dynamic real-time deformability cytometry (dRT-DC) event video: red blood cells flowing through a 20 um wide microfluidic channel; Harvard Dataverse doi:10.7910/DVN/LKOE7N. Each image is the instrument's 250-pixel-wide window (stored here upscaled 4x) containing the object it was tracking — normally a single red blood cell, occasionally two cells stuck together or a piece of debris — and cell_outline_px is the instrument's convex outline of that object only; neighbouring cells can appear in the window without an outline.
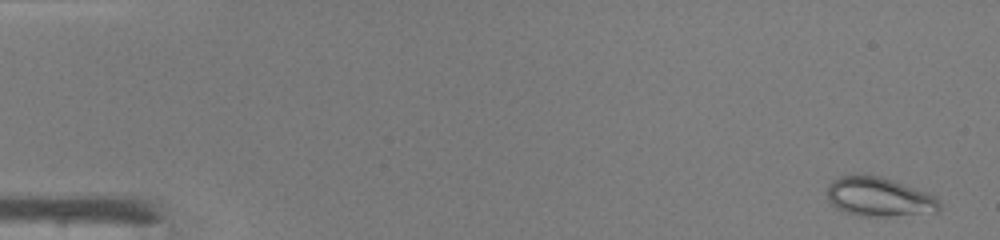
{"species": "common noctule bat (a hibernating species)", "species_latin": "Nyctalus noctula", "temperature_condition": "warm", "stored_images_in_passage": 47, "camera_frame_rate_fps": 3000, "um_per_image_px": 0.085, "animal": {"sex": "male", "body_mass_g": 19.0, "forearm_length_mm": 50.8}, "frame": {"image": 1, "passage_image": 2, "time_ms": 0.333, "image_size_px": [1000, 240], "cell_outline_px": [[940, 212], [884, 216], [860, 216], [836, 208], [828, 200], [828, 184], [832, 180], [840, 176], [880, 176], [928, 192], [936, 196], [940, 200]], "centroid_in_image_um": [74.76, 16.75], "position_along_channel_um": 10.2, "area_um2": 25.43}}
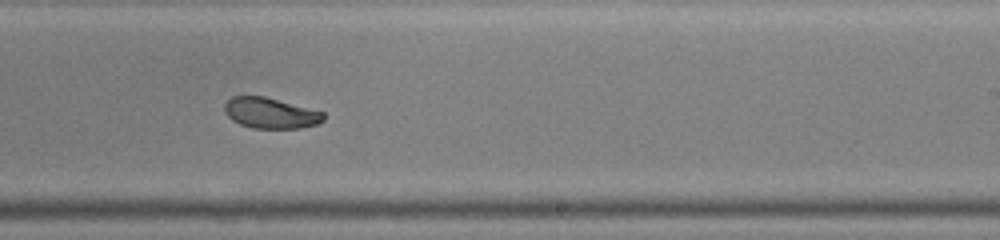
{"frame": {"image": 2, "passage_image": 30, "time_ms": 9.667, "image_size_px": [1000, 240], "cell_outline_px": [[324, 120], [316, 124], [300, 128], [252, 128], [240, 124], [232, 120], [228, 116], [224, 108], [224, 104], [232, 96], [264, 96], [324, 112]], "centroid_in_image_um": [22.98, 9.61], "position_along_channel_um": 266.0, "area_um2": 17.57}}
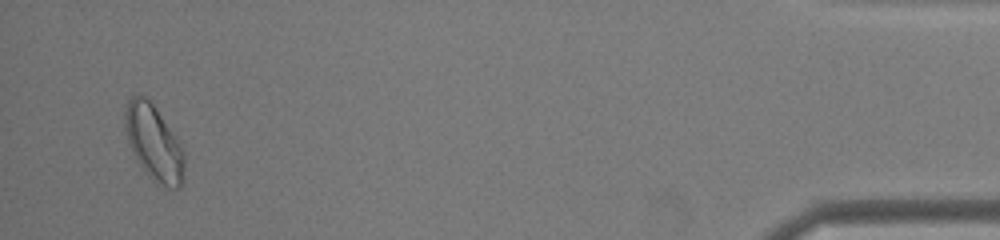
{"frame": {"image": 3, "passage_image": 46, "time_ms": 15.0, "image_size_px": [1000, 240], "cell_outline_px": [[184, 180], [180, 188], [168, 188], [156, 184], [140, 164], [128, 140], [124, 128], [124, 112], [128, 100], [132, 96], [144, 96], [156, 108], [180, 144], [184, 152]], "centroid_in_image_um": [13.09, 12.17], "position_along_channel_um": 422.1, "area_um2": 25.72}, "authors_computed_cell_mechanics": {"area_um2": 20.6924, "velocity_mm_per_s": 4.3096, "shape_relaxation_time_tau1_ms": 3.6201, "shape_relaxation_time_tau2_ms": 4.2973, "deformation_change_tau1": 0.1081, "deformation_change_tau2": 0.0859}}